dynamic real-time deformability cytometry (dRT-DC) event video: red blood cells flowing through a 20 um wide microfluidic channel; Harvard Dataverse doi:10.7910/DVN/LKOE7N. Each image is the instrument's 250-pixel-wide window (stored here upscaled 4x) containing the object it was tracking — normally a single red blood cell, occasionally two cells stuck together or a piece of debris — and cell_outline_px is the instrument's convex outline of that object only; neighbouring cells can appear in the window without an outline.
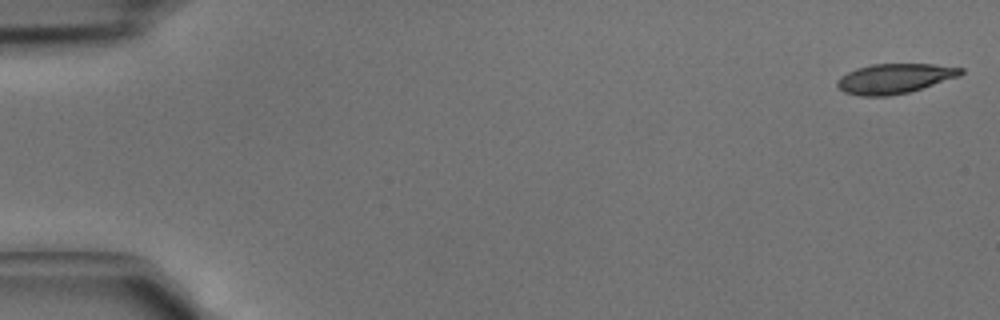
{"species": "common noctule bat (a hibernating species)", "species_latin": "Nyctalus noctula", "temperature_condition": "cold", "stored_images_in_passage": 43, "camera_frame_rate_fps": 3000, "um_per_image_px": 0.085, "animal": {"sex": "male", "body_mass_g": 15.6}, "frame": {"image": 1, "passage_image": 1, "time_ms": 0.0, "image_size_px": [1000, 320], "cell_outline_px": [[964, 72], [960, 76], [908, 92], [888, 96], [860, 96], [844, 92], [836, 84], [836, 80], [840, 76], [856, 68], [872, 64], [932, 64], [964, 68]], "centroid_in_image_um": [76.02, 6.67], "position_along_channel_um": 9.0, "area_um2": 21.44}}
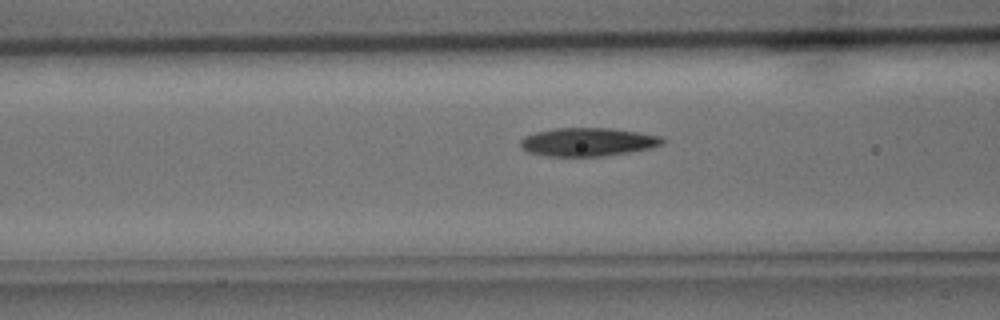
{"frame": {"image": 2, "passage_image": 17, "time_ms": 5.333, "image_size_px": [1000, 320], "cell_outline_px": [[668, 140], [664, 144], [652, 148], [604, 156], [548, 156], [528, 152], [520, 148], [520, 140], [524, 136], [536, 132], [552, 128], [612, 128], [640, 132], [664, 136]], "centroid_in_image_um": [50.02, 12.06], "position_along_channel_um": 116.6, "area_um2": 23.87}}
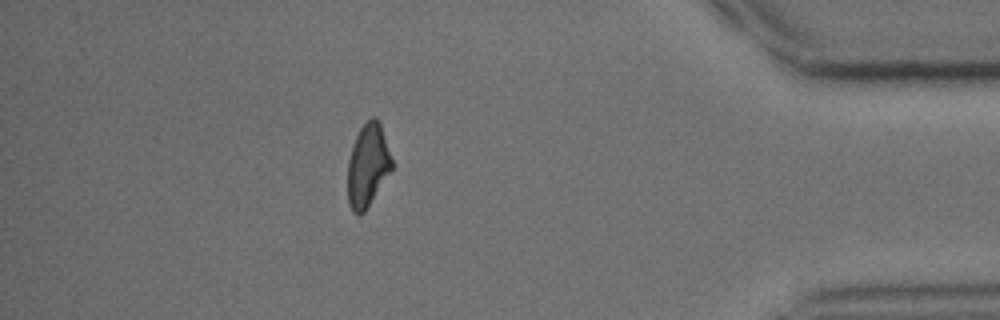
{"frame": {"image": 3, "passage_image": 38, "time_ms": 12.333, "image_size_px": [1000, 320], "cell_outline_px": [[392, 168], [364, 212], [360, 216], [356, 216], [352, 212], [348, 204], [348, 160], [356, 136], [360, 128], [372, 116], [376, 116], [380, 120], [392, 160]], "centroid_in_image_um": [31.25, 14.06], "position_along_channel_um": 404.0, "area_um2": 21.21}}